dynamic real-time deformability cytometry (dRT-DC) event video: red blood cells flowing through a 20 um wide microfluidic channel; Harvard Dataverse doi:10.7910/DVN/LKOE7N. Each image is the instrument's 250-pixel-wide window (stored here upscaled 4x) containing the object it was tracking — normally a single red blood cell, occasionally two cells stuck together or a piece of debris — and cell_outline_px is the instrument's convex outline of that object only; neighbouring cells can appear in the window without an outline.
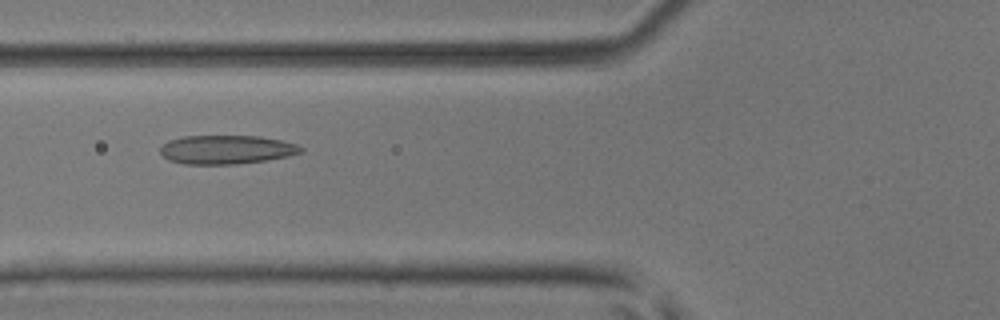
{"species": "common noctule bat (a hibernating species)", "species_latin": "Nyctalus noctula", "temperature_condition": "room temperature", "stored_images_in_passage": 47, "camera_frame_rate_fps": 3000, "um_per_image_px": 0.085, "animal": {"sex": "male", "body_mass_g": 17.9, "forearm_length_mm": 54.2}, "frame": {"image": 1, "passage_image": 19, "time_ms": 6.0, "image_size_px": [1000, 320], "cell_outline_px": [[304, 152], [288, 156], [268, 160], [236, 164], [184, 164], [168, 160], [160, 152], [160, 148], [168, 140], [184, 136], [260, 136], [280, 140], [296, 144], [304, 148]], "centroid_in_image_um": [19.26, 12.72], "position_along_channel_um": 106.5, "area_um2": 23.7}}
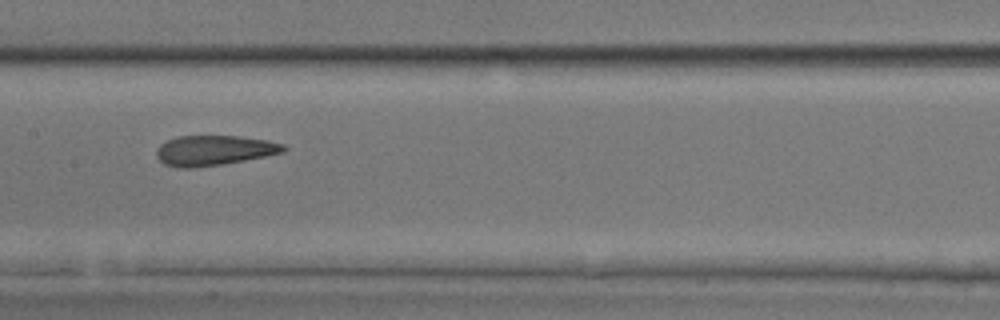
{"frame": {"image": 2, "passage_image": 25, "time_ms": 8.0, "image_size_px": [1000, 320], "cell_outline_px": [[288, 148], [284, 152], [244, 160], [220, 164], [192, 168], [180, 168], [164, 164], [156, 156], [156, 148], [160, 144], [176, 136], [240, 136], [268, 140], [284, 144]], "centroid_in_image_um": [18.18, 12.77], "position_along_channel_um": 189.2, "area_um2": 22.25}}
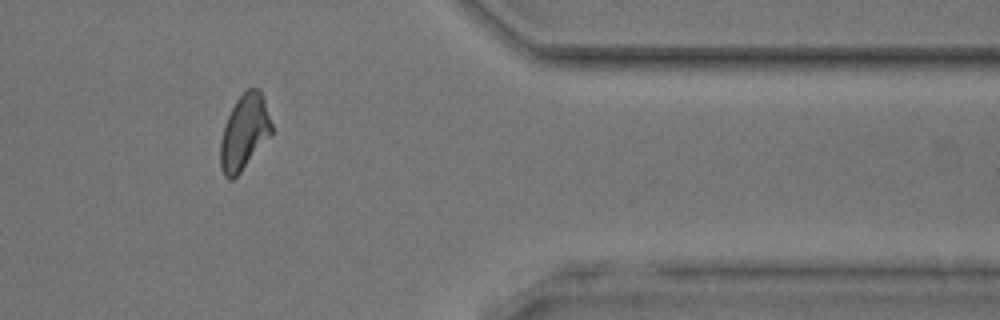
{"frame": {"image": 3, "passage_image": 41, "time_ms": 13.333, "image_size_px": [1000, 320], "cell_outline_px": [[272, 132], [240, 172], [232, 180], [228, 180], [224, 176], [220, 168], [220, 140], [224, 124], [236, 100], [248, 88], [256, 88], [264, 96], [272, 124]], "centroid_in_image_um": [20.74, 11.23], "position_along_channel_um": 390.7, "area_um2": 22.2}, "authors_computed_cell_mechanics": {"area_um2": 22.8888, "velocity_mm_per_s": 4.1332, "shape_relaxation_time_tau1_ms": null, "shape_relaxation_time_tau2_ms": 2.4441, "deformation_change_tau1": null, "deformation_change_tau2": 0.1084}}